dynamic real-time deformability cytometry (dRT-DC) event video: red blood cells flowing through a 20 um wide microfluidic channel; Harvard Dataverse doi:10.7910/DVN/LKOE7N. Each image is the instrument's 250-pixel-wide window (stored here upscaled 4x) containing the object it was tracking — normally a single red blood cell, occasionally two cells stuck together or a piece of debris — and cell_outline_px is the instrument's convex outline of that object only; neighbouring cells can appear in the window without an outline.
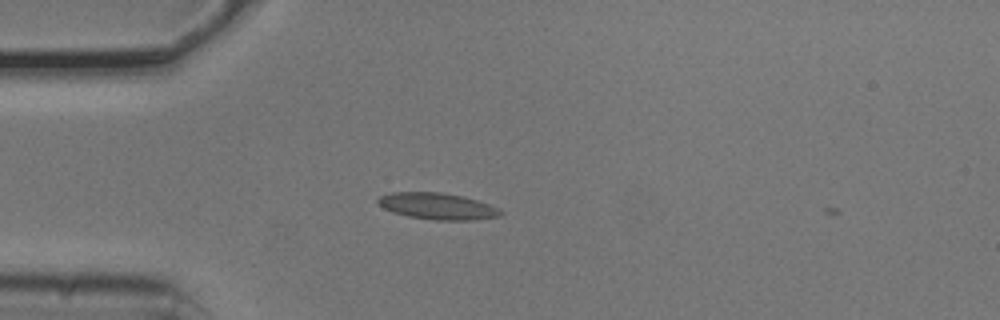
{"species": "common noctule bat (a hibernating species)", "species_latin": "Nyctalus noctula", "temperature_condition": "cold", "stored_images_in_passage": 2, "camera_frame_rate_fps": 3000, "um_per_image_px": 0.085, "animal": {"sex": "male", "body_mass_g": 20.5, "forearm_length_mm": 52.5}, "frame": {"image": 1, "passage_image": 1, "time_ms": 0.0, "image_size_px": [1000, 320], "cell_outline_px": [[504, 212], [500, 216], [472, 220], [432, 220], [408, 216], [392, 212], [384, 208], [376, 200], [380, 196], [392, 192], [440, 192], [464, 196], [500, 208]], "centroid_in_image_um": [37.2, 17.53], "position_along_channel_um": 47.8, "area_um2": 18.96}}